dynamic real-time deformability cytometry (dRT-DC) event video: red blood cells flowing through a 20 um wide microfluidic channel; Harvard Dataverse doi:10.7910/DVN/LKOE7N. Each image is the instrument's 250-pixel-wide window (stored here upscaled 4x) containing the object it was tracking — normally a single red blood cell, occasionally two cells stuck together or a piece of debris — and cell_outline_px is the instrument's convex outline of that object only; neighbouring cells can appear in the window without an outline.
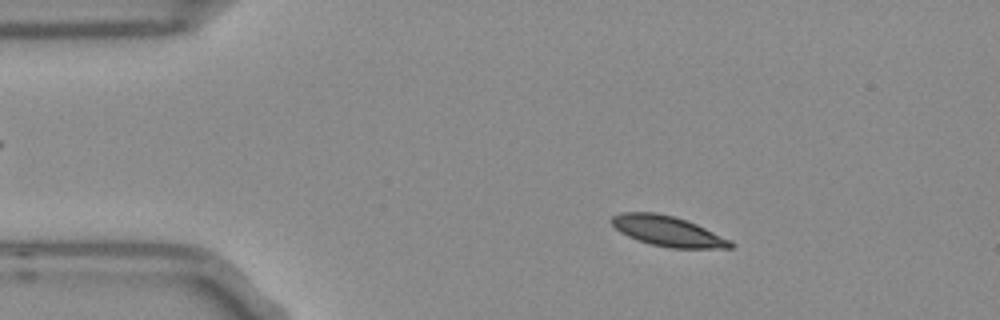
{"species": "Egyptian fruit bat (a non-hibernating species)", "species_latin": "Rousettus aegyptiacus", "temperature_condition": "room temperature", "stored_images_in_passage": 54, "camera_frame_rate_fps": 3000, "um_per_image_px": 0.085, "frame": {"image": 1, "passage_image": 9, "time_ms": 2.667, "image_size_px": [1000, 320], "cell_outline_px": [[736, 244], [732, 248], [668, 248], [652, 244], [628, 236], [620, 232], [608, 220], [612, 216], [624, 212], [656, 212], [672, 216], [696, 224], [732, 240]], "centroid_in_image_um": [56.77, 19.65], "position_along_channel_um": 28.2, "area_um2": 20.87}}
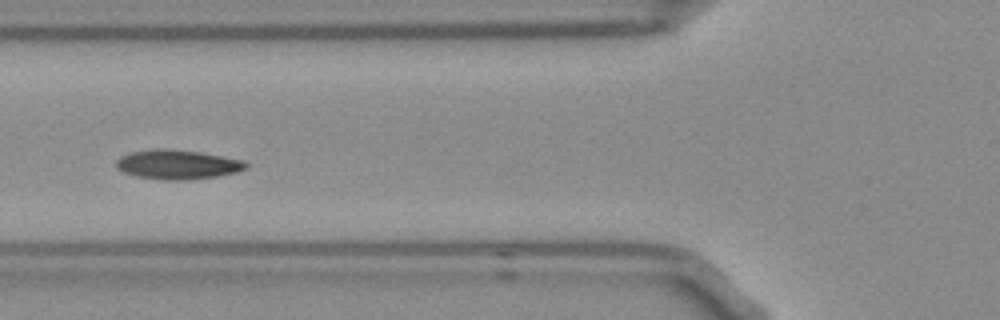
{"frame": {"image": 2, "passage_image": 20, "time_ms": 6.333, "image_size_px": [1000, 320], "cell_outline_px": [[248, 168], [236, 172], [216, 176], [184, 180], [164, 180], [136, 176], [124, 172], [116, 168], [116, 160], [120, 156], [132, 152], [152, 148], [164, 148], [200, 152], [244, 160], [248, 164]], "centroid_in_image_um": [15.07, 13.97], "position_along_channel_um": 110.7, "area_um2": 22.25}}
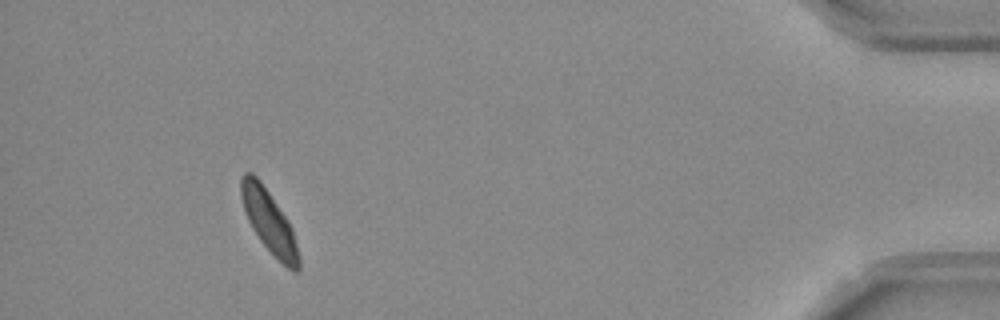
{"frame": {"image": 3, "passage_image": 50, "time_ms": 16.333, "image_size_px": [1000, 320], "cell_outline_px": [[300, 268], [296, 272], [292, 272], [260, 240], [252, 228], [248, 220], [240, 196], [240, 180], [244, 172], [252, 172], [260, 180], [288, 220], [292, 228], [300, 256]], "centroid_in_image_um": [22.87, 18.81], "position_along_channel_um": 412.3, "area_um2": 20.75}, "authors_computed_cell_mechanics": {"area_um2": 21.1259, "velocity_mm_per_s": 3.6848, "shape_relaxation_time_tau1_ms": 2.7487, "shape_relaxation_time_tau2_ms": 11.253, "deformation_change_tau1": 0.1033, "deformation_change_tau2": 0.1229}}